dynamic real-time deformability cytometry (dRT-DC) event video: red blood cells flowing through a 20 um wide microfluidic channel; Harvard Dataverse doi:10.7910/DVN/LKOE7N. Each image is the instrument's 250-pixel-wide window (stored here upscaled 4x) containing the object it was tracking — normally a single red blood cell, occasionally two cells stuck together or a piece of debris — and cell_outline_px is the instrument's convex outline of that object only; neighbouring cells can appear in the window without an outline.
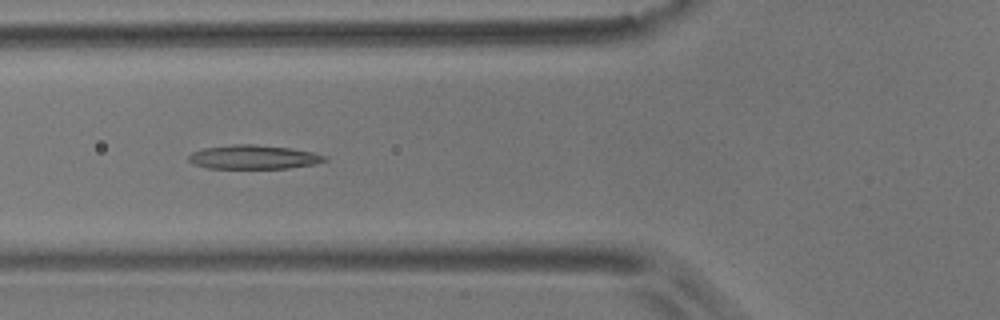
{"species": "common noctule bat (a hibernating species)", "species_latin": "Nyctalus noctula", "temperature_condition": "room temperature", "stored_images_in_passage": 3, "camera_frame_rate_fps": 3000, "um_per_image_px": 0.085, "animal": {"sex": "male", "body_mass_g": 17.9}, "frame": {"image": 1, "passage_image": 2, "time_ms": 1.0, "image_size_px": [1000, 320], "cell_outline_px": [[328, 160], [316, 164], [288, 168], [208, 168], [192, 164], [188, 160], [188, 156], [192, 152], [204, 148], [232, 144], [252, 144], [292, 148], [312, 152], [328, 156]], "centroid_in_image_um": [21.57, 13.35], "position_along_channel_um": 104.2, "area_um2": 19.13}}
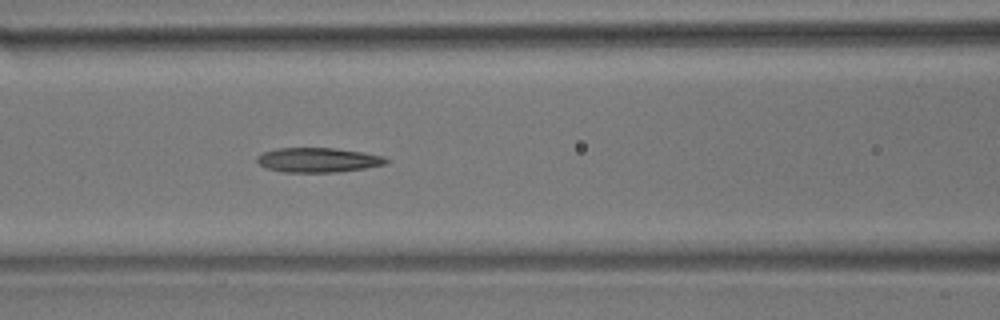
{"frame": {"image": 2, "passage_image": 3, "time_ms": 2.0, "image_size_px": [1000, 320], "cell_outline_px": [[388, 164], [364, 168], [336, 172], [280, 172], [264, 168], [256, 160], [256, 156], [264, 152], [276, 148], [332, 148], [364, 152], [384, 156], [388, 160]], "centroid_in_image_um": [27.02, 13.6], "position_along_channel_um": 139.6, "area_um2": 18.61}}